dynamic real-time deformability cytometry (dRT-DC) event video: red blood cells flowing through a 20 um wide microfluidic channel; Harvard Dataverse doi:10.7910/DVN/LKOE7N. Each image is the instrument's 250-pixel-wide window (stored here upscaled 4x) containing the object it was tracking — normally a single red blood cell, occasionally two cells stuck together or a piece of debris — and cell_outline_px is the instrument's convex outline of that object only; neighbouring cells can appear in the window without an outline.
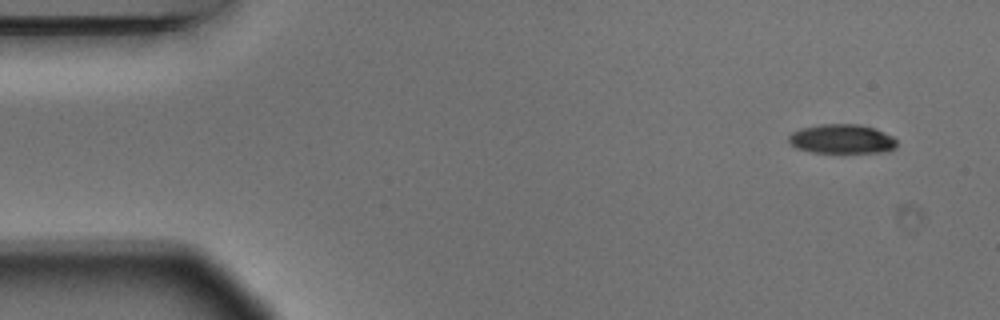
{"species": "Egyptian fruit bat (a non-hibernating species)", "species_latin": "Rousettus aegyptiacus", "temperature_condition": "warm", "stored_images_in_passage": 5, "camera_frame_rate_fps": 3000, "um_per_image_px": 0.085, "animal": {"sex": "male"}, "frame": {"image": 1, "passage_image": 1, "time_ms": 0.0, "image_size_px": [1000, 320], "cell_outline_px": [[896, 148], [888, 152], [812, 152], [796, 148], [788, 140], [788, 136], [792, 132], [800, 128], [820, 124], [860, 124], [876, 128], [892, 136], [896, 140]], "centroid_in_image_um": [71.57, 11.8], "position_along_channel_um": 13.4, "area_um2": 18.55}}
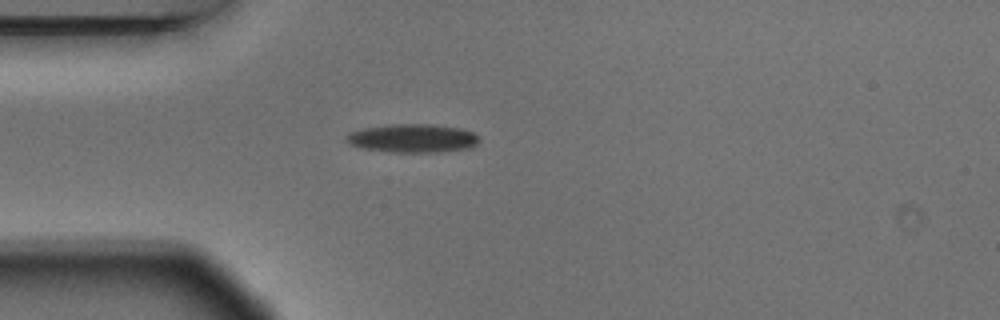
{"frame": {"image": 2, "passage_image": 4, "time_ms": 1.0, "image_size_px": [1000, 320], "cell_outline_px": [[480, 140], [472, 148], [436, 152], [392, 152], [364, 148], [348, 144], [344, 140], [344, 136], [352, 132], [364, 128], [392, 124], [432, 124], [460, 128], [472, 132]], "centroid_in_image_um": [35.07, 11.75], "position_along_channel_um": 49.9, "area_um2": 22.02}}